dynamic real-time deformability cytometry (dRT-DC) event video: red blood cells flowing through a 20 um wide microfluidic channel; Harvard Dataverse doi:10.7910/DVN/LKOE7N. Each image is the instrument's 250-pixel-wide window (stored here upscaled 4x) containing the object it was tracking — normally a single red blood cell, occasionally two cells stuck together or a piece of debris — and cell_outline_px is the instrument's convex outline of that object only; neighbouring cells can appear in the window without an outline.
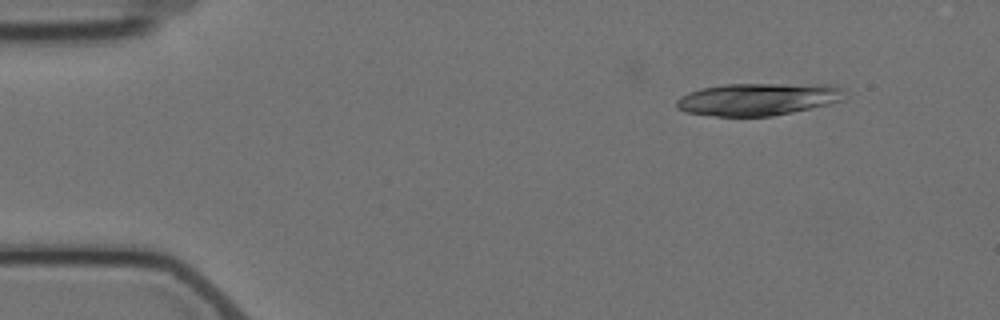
{"species": "Egyptian fruit bat (a non-hibernating species)", "species_latin": "Rousettus aegyptiacus", "temperature_condition": "cold", "stored_images_in_passage": 4, "camera_frame_rate_fps": 3000, "um_per_image_px": 0.085, "animal": {"sex": "female"}, "frame": {"image": 1, "passage_image": 1, "time_ms": 0.0, "image_size_px": [1000, 320], "cell_outline_px": [[844, 100], [828, 104], [792, 112], [772, 116], [716, 116], [684, 112], [676, 108], [676, 100], [680, 96], [688, 92], [700, 88], [724, 84], [836, 84], [844, 88]], "centroid_in_image_um": [64.43, 8.42], "position_along_channel_um": 20.6, "area_um2": 32.08}}